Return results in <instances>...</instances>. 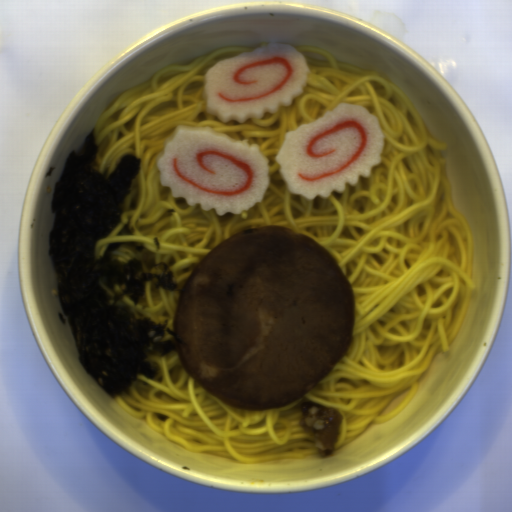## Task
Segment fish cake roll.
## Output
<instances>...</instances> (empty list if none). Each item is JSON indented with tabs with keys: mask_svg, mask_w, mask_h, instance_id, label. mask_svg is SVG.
<instances>
[{
	"mask_svg": "<svg viewBox=\"0 0 512 512\" xmlns=\"http://www.w3.org/2000/svg\"><path fill=\"white\" fill-rule=\"evenodd\" d=\"M157 162L160 184L189 206L240 214L262 203L270 186L269 159L259 145L238 141L212 127L178 126Z\"/></svg>",
	"mask_w": 512,
	"mask_h": 512,
	"instance_id": "1",
	"label": "fish cake roll"
},
{
	"mask_svg": "<svg viewBox=\"0 0 512 512\" xmlns=\"http://www.w3.org/2000/svg\"><path fill=\"white\" fill-rule=\"evenodd\" d=\"M383 151L384 134L376 115L342 102L286 133L276 160L291 194L313 201L358 184L380 165Z\"/></svg>",
	"mask_w": 512,
	"mask_h": 512,
	"instance_id": "2",
	"label": "fish cake roll"
},
{
	"mask_svg": "<svg viewBox=\"0 0 512 512\" xmlns=\"http://www.w3.org/2000/svg\"><path fill=\"white\" fill-rule=\"evenodd\" d=\"M309 72L305 56L286 43L217 61L204 73L206 111L224 123L262 119L279 106H291Z\"/></svg>",
	"mask_w": 512,
	"mask_h": 512,
	"instance_id": "3",
	"label": "fish cake roll"
}]
</instances>
